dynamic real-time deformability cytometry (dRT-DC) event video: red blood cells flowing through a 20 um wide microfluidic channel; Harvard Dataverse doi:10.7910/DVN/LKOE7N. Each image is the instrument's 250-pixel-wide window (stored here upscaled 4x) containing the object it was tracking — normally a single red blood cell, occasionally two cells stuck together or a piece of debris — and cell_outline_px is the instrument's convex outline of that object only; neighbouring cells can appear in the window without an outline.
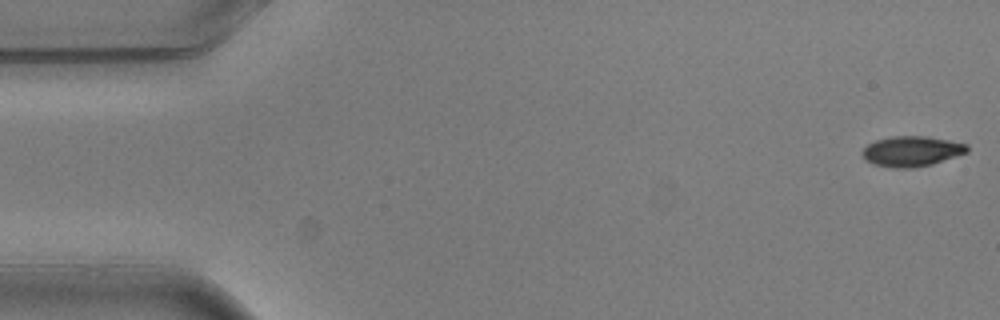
{"species": "common noctule bat (a hibernating species)", "species_latin": "Nyctalus noctula", "temperature_condition": "warm", "stored_images_in_passage": 4, "camera_frame_rate_fps": 3000, "um_per_image_px": 0.085, "animal": {"sex": "male", "body_mass_g": 20.5, "forearm_length_mm": 52.5}, "frame": {"image": 1, "passage_image": 1, "time_ms": 0.0, "image_size_px": [1000, 320], "cell_outline_px": [[968, 152], [932, 164], [912, 168], [896, 168], [872, 164], [864, 160], [860, 152], [868, 144], [876, 140], [892, 136], [924, 136], [948, 140], [968, 144]], "centroid_in_image_um": [77.46, 12.86], "position_along_channel_um": 7.5, "area_um2": 18.55}}
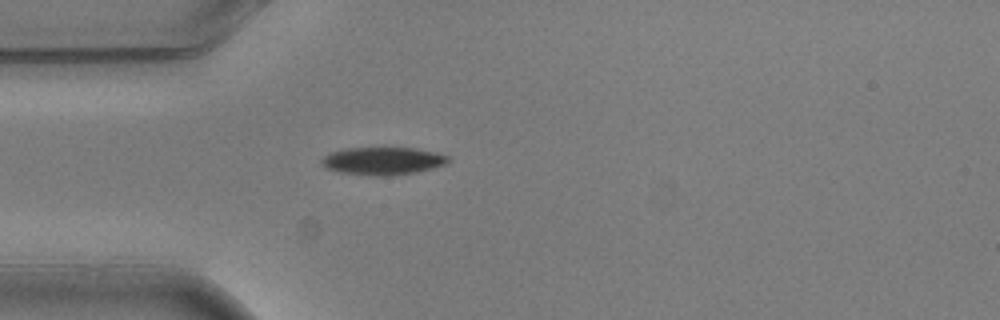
{"frame": {"image": 2, "passage_image": 4, "time_ms": 1.0, "image_size_px": [1000, 320], "cell_outline_px": [[452, 160], [444, 164], [432, 168], [416, 172], [388, 176], [368, 176], [340, 172], [328, 168], [320, 164], [320, 160], [324, 156], [332, 152], [344, 148], [412, 148], [432, 152], [448, 156]], "centroid_in_image_um": [32.5, 13.69], "position_along_channel_um": 52.5, "area_um2": 20.35}}